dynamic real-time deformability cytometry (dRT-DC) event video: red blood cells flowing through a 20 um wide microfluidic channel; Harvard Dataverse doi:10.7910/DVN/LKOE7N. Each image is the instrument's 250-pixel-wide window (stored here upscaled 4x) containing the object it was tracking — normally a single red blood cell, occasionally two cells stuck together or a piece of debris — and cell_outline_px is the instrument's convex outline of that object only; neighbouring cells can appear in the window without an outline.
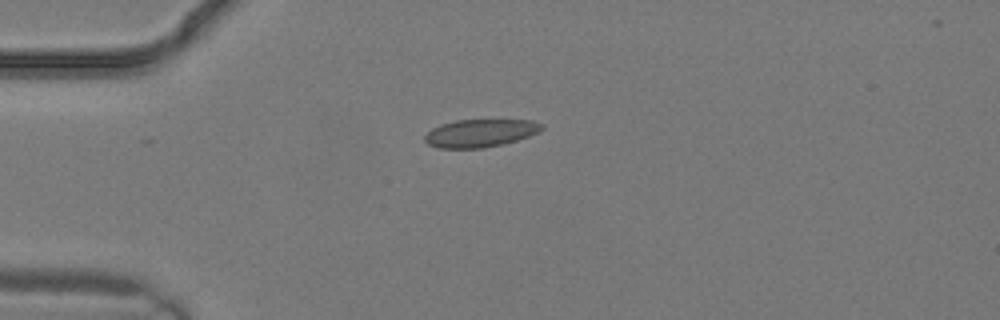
{"species": "common noctule bat (a hibernating species)", "species_latin": "Nyctalus noctula", "temperature_condition": "warm", "stored_images_in_passage": 4, "camera_frame_rate_fps": 3000, "um_per_image_px": 0.085, "animal": {"sex": "male", "body_mass_g": 19.2, "forearm_length_mm": 51.8}, "frame": {"image": 1, "passage_image": 1, "time_ms": 0.0, "image_size_px": [1000, 320], "cell_outline_px": [[544, 128], [528, 136], [516, 140], [484, 148], [436, 148], [428, 144], [424, 140], [424, 136], [432, 128], [440, 124], [456, 120], [532, 120], [544, 124]], "centroid_in_image_um": [40.78, 11.31], "position_along_channel_um": 44.2, "area_um2": 18.9}}
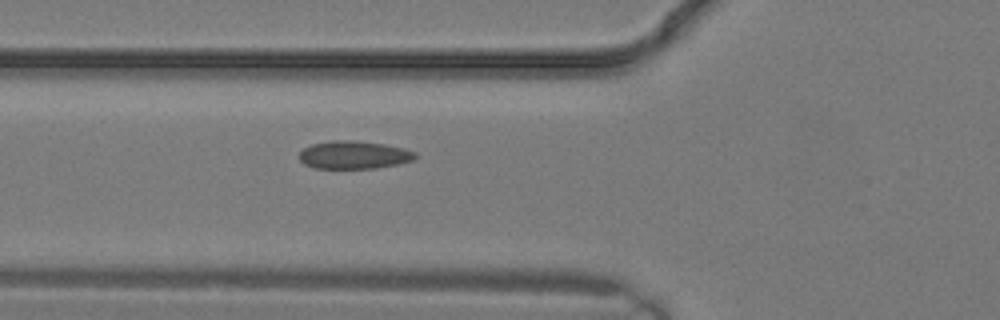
{"frame": {"image": 2, "passage_image": 4, "time_ms": 1.0, "image_size_px": [1000, 320], "cell_outline_px": [[416, 156], [412, 160], [400, 164], [376, 168], [316, 168], [304, 164], [300, 160], [300, 152], [304, 148], [312, 144], [332, 140], [356, 140], [384, 144], [404, 148], [416, 152]], "centroid_in_image_um": [30.1, 13.16], "position_along_channel_um": 95.7, "area_um2": 18.9}}